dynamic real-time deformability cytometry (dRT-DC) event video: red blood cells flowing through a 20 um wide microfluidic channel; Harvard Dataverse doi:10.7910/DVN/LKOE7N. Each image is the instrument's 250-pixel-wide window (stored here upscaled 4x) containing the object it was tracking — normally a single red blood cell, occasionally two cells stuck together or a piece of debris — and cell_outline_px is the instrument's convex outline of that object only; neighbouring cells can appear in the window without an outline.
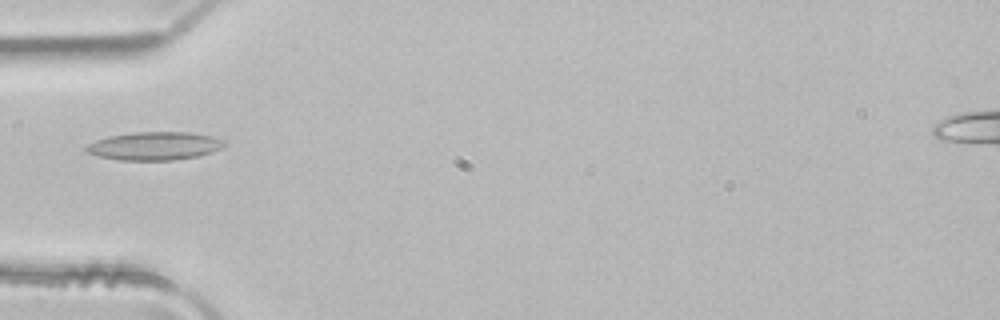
{"species": "common noctule bat (a hibernating species)", "species_latin": "Nyctalus noctula", "temperature_condition": "room temperature", "stored_images_in_passage": 1, "camera_frame_rate_fps": 3000, "um_per_image_px": 0.085, "animal": {"sex": "male", "body_mass_g": 21.5, "forearm_length_mm": 52.0}, "frame": {"image": 1, "passage_image": 1, "time_ms": 0.0, "image_size_px": [1000, 320], "cell_outline_px": [[224, 144], [220, 148], [212, 152], [196, 156], [172, 160], [120, 160], [100, 156], [88, 152], [84, 148], [88, 144], [96, 140], [108, 136], [132, 132], [192, 132], [212, 136], [224, 140]], "centroid_in_image_um": [13.13, 12.39], "position_along_channel_um": 71.9, "area_um2": 22.54}}